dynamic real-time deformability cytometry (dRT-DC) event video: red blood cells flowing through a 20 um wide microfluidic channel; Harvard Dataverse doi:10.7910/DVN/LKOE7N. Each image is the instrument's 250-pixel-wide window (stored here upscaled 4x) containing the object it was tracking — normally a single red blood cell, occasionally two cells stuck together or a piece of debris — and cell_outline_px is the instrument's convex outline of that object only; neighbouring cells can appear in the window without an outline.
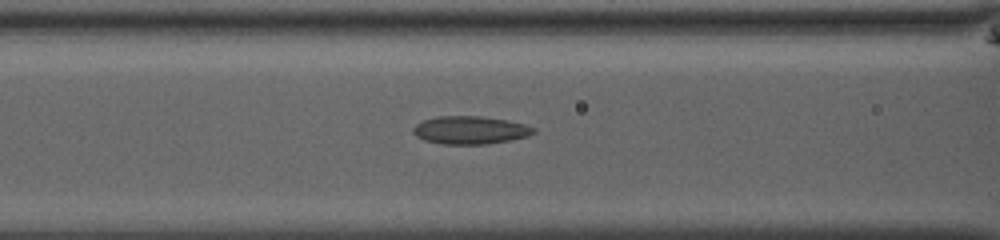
{"species": "common noctule bat (a hibernating species)", "species_latin": "Nyctalus noctula", "temperature_condition": "room temperature", "stored_images_in_passage": 39, "camera_frame_rate_fps": 3000, "um_per_image_px": 0.085, "animal": {"sex": "male", "body_mass_g": 13.0, "forearm_length_mm": 53.1}, "frame": {"image": 1, "passage_image": 15, "time_ms": 4.667, "image_size_px": [1000, 240], "cell_outline_px": [[536, 132], [528, 136], [512, 140], [488, 144], [444, 144], [424, 140], [416, 136], [412, 132], [412, 128], [416, 124], [424, 120], [436, 116], [480, 116], [508, 120], [524, 124], [536, 128]], "centroid_in_image_um": [39.98, 11.06], "position_along_channel_um": 126.6, "area_um2": 19.77}}
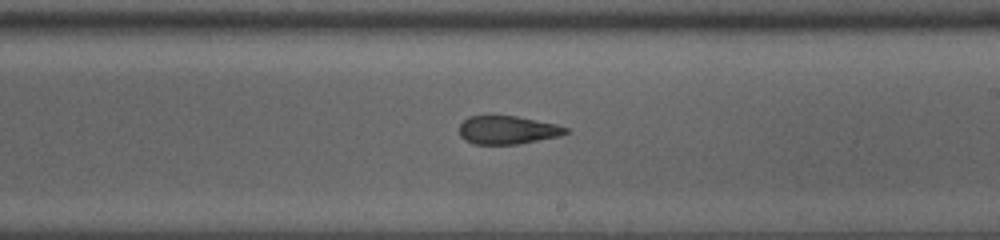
{"frame": {"image": 2, "passage_image": 24, "time_ms": 7.667, "image_size_px": [1000, 240], "cell_outline_px": [[568, 132], [560, 136], [520, 144], [472, 144], [464, 140], [460, 136], [460, 124], [468, 116], [516, 116], [556, 124], [568, 128]], "centroid_in_image_um": [43.13, 11.06], "position_along_channel_um": 245.9, "area_um2": 17.57}}
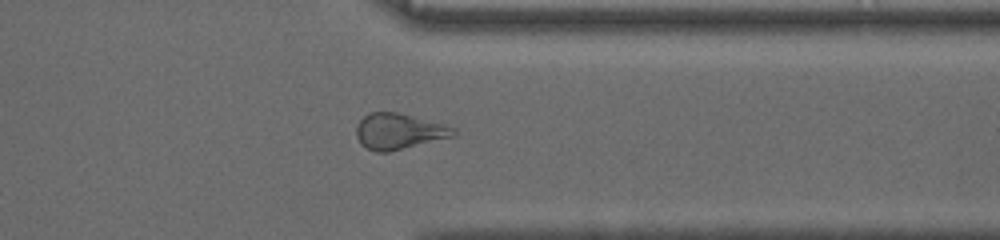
{"frame": {"image": 3, "passage_image": 34, "time_ms": 11.0, "image_size_px": [1000, 240], "cell_outline_px": [[456, 136], [388, 152], [376, 152], [360, 144], [356, 136], [356, 124], [368, 112], [396, 112], [444, 124], [456, 128]], "centroid_in_image_um": [33.89, 11.17], "position_along_channel_um": 377.5, "area_um2": 20.35}}